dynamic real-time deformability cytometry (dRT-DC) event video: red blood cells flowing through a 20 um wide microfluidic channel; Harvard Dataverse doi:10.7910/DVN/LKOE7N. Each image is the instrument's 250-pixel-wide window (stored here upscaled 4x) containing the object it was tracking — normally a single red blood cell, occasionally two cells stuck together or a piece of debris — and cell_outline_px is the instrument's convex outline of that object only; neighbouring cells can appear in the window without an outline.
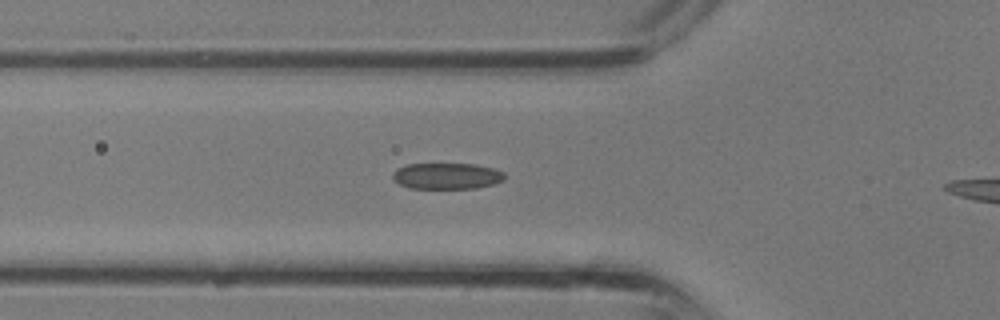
{"species": "common noctule bat (a hibernating species)", "species_latin": "Nyctalus noctula", "temperature_condition": "room temperature", "stored_images_in_passage": 24, "camera_frame_rate_fps": 3000, "um_per_image_px": 0.085, "animal": {"sex": "male", "body_mass_g": 13.3}, "frame": {"image": 1, "passage_image": 8, "time_ms": 2.333, "image_size_px": [1000, 320], "cell_outline_px": [[504, 180], [492, 184], [476, 188], [408, 188], [392, 180], [392, 172], [396, 168], [408, 164], [476, 164], [492, 168], [504, 172]], "centroid_in_image_um": [37.93, 14.96], "position_along_channel_um": 87.9, "area_um2": 17.11}}
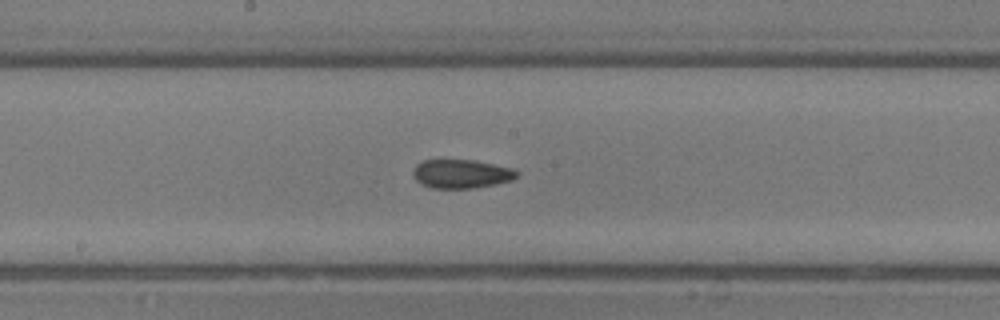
{"frame": {"image": 2, "passage_image": 14, "time_ms": 4.333, "image_size_px": [1000, 320], "cell_outline_px": [[520, 172], [512, 180], [496, 184], [472, 188], [432, 188], [420, 184], [412, 176], [412, 172], [416, 164], [424, 160], [472, 160], [512, 168]], "centroid_in_image_um": [39.18, 14.78], "position_along_channel_um": 209.0, "area_um2": 17.4}}
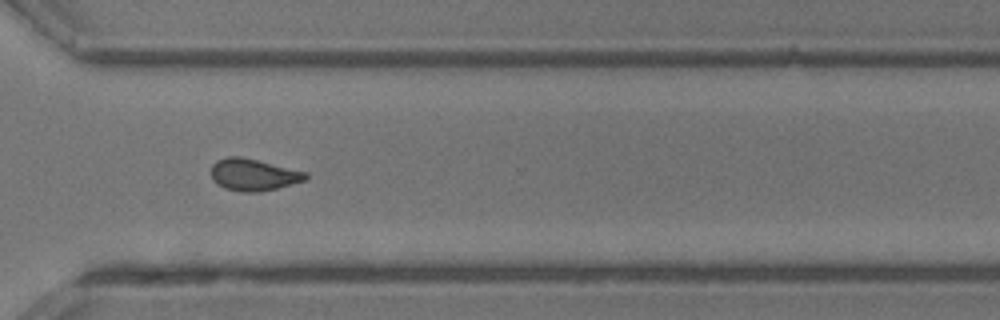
{"frame": {"image": 3, "passage_image": 21, "time_ms": 6.667, "image_size_px": [1000, 320], "cell_outline_px": [[308, 180], [260, 192], [240, 192], [224, 188], [216, 184], [212, 180], [212, 164], [216, 160], [228, 156], [240, 156], [308, 172]], "centroid_in_image_um": [21.54, 14.85], "position_along_channel_um": 349.1, "area_um2": 17.74}}